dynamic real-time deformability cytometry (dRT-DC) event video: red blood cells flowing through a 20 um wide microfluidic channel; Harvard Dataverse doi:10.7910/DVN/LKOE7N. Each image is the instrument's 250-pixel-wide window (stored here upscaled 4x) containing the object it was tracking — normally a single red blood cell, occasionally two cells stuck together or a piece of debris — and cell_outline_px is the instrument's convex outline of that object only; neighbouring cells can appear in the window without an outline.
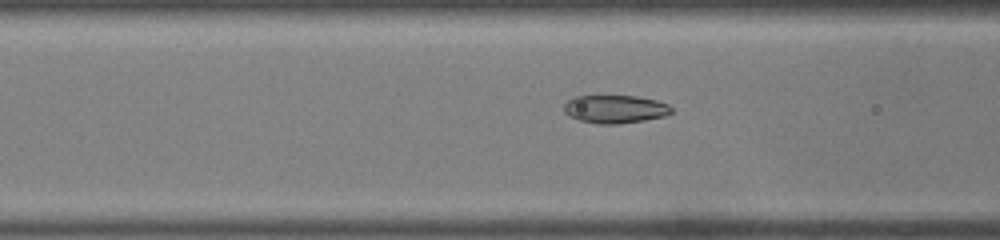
{"species": "common noctule bat (a hibernating species)", "species_latin": "Nyctalus noctula", "temperature_condition": "warm", "stored_images_in_passage": 43, "camera_frame_rate_fps": 3000, "um_per_image_px": 0.085, "animal": {"sex": "male", "body_mass_g": 19.0, "forearm_length_mm": 50.8}, "frame": {"image": 1, "passage_image": 12, "time_ms": 3.667, "image_size_px": [1000, 240], "cell_outline_px": [[672, 112], [664, 116], [644, 120], [616, 124], [600, 124], [580, 120], [564, 112], [564, 104], [568, 100], [576, 96], [636, 96], [656, 100], [668, 104], [672, 108]], "centroid_in_image_um": [52.3, 9.27], "position_along_channel_um": 114.3, "area_um2": 17.4}}
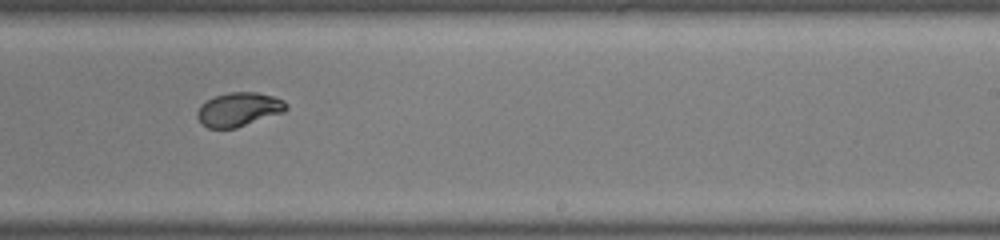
{"frame": {"image": 2, "passage_image": 24, "time_ms": 7.667, "image_size_px": [1000, 240], "cell_outline_px": [[288, 108], [284, 112], [236, 128], [208, 128], [196, 116], [196, 112], [200, 104], [216, 96], [228, 92], [256, 92], [272, 96], [284, 100], [288, 104]], "centroid_in_image_um": [20.31, 9.29], "position_along_channel_um": 268.7, "area_um2": 17.51}}
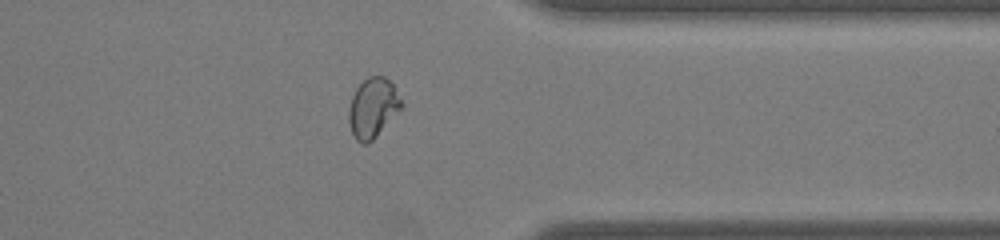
{"frame": {"image": 3, "passage_image": 33, "time_ms": 10.667, "image_size_px": [1000, 240], "cell_outline_px": [[404, 104], [372, 140], [364, 144], [356, 140], [352, 132], [348, 120], [348, 112], [352, 96], [356, 88], [368, 76], [384, 76], [392, 84]], "centroid_in_image_um": [31.67, 9.14], "position_along_channel_um": 379.7, "area_um2": 17.86}, "authors_computed_cell_mechanics": {"area_um2": 18.207, "velocity_mm_per_s": 3.876, "shape_relaxation_time_tau1_ms": 3.5782, "shape_relaxation_time_tau2_ms": null, "deformation_change_tau1": 0.1708, "deformation_change_tau2": null}}